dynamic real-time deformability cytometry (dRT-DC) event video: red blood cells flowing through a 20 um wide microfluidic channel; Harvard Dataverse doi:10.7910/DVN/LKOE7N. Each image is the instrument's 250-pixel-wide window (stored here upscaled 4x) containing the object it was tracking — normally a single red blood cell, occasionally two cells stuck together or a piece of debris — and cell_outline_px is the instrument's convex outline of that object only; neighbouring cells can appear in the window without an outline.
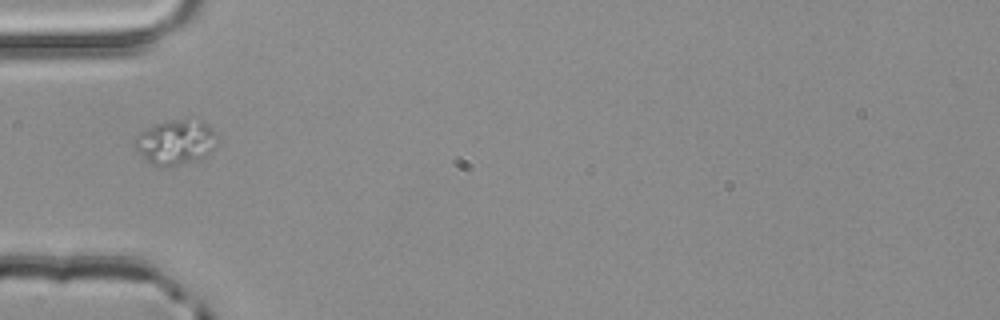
{"species": "common noctule bat (a hibernating species)", "species_latin": "Nyctalus noctula", "temperature_condition": "room temperature", "stored_images_in_passage": 1, "camera_frame_rate_fps": 3000, "um_per_image_px": 0.085, "animal": {"sex": "male", "body_mass_g": 20.4}, "frame": {"image": 1, "passage_image": 1, "time_ms": 0.0, "image_size_px": [1000, 320], "cell_outline_px": [[216, 144], [204, 156], [196, 160], [164, 168], [160, 168], [152, 164], [136, 148], [136, 136], [140, 132], [164, 120], [204, 120], [208, 124], [216, 136]], "centroid_in_image_um": [14.94, 12.08], "position_along_channel_um": 70.1, "area_um2": 21.1}}